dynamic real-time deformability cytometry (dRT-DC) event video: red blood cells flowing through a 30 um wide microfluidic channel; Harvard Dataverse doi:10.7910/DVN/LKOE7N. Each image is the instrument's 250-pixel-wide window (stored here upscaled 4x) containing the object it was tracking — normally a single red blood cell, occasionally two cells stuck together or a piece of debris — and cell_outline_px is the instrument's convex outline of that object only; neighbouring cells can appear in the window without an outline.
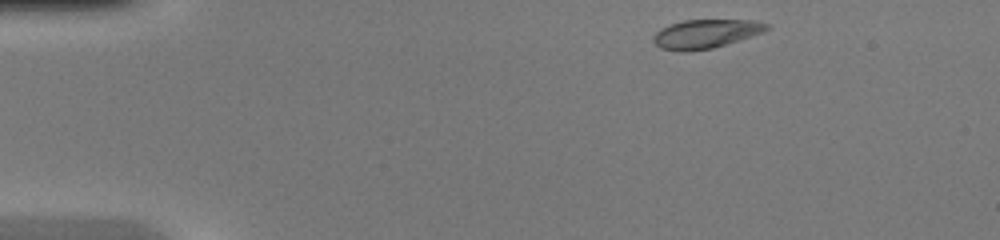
{"species": "common noctule bat (a hibernating species)", "species_latin": "Nyctalus noctula", "temperature_condition": "warm", "stored_images_in_passage": 7, "camera_frame_rate_fps": 3000, "um_per_image_px": 0.085, "animal": {"sex": "female", "body_mass_g": 20.0, "forearm_length_mm": 54.0}, "frame": {"image": 1, "passage_image": 1, "time_ms": 0.0, "image_size_px": [1000, 240], "cell_outline_px": [[772, 28], [764, 32], [740, 40], [712, 48], [688, 52], [680, 52], [660, 48], [652, 40], [652, 36], [660, 28], [668, 24], [684, 20], [752, 20], [768, 24]], "centroid_in_image_um": [59.96, 2.88], "position_along_channel_um": 25.0, "area_um2": 19.31}}